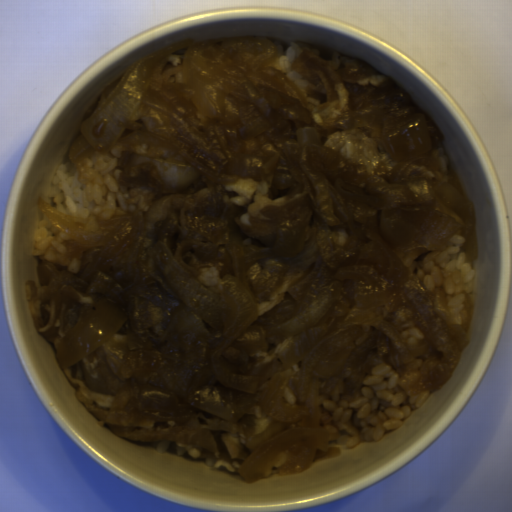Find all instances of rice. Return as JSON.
Listing matches in <instances>:
<instances>
[{
    "label": "rice",
    "instance_id": "obj_4",
    "mask_svg": "<svg viewBox=\"0 0 512 512\" xmlns=\"http://www.w3.org/2000/svg\"><path fill=\"white\" fill-rule=\"evenodd\" d=\"M69 238L68 235L51 224L45 215L35 233L34 247L31 255L50 263H58L61 266H65L68 272L78 273L79 258L69 257L65 254L66 248L63 242L69 240Z\"/></svg>",
    "mask_w": 512,
    "mask_h": 512
},
{
    "label": "rice",
    "instance_id": "obj_5",
    "mask_svg": "<svg viewBox=\"0 0 512 512\" xmlns=\"http://www.w3.org/2000/svg\"><path fill=\"white\" fill-rule=\"evenodd\" d=\"M283 44V50L280 54L279 68L287 76V78L295 83L300 88L308 89V82L304 76L298 74L291 69L292 64L298 58L301 50L298 46V42L293 41H279Z\"/></svg>",
    "mask_w": 512,
    "mask_h": 512
},
{
    "label": "rice",
    "instance_id": "obj_2",
    "mask_svg": "<svg viewBox=\"0 0 512 512\" xmlns=\"http://www.w3.org/2000/svg\"><path fill=\"white\" fill-rule=\"evenodd\" d=\"M429 396L406 393L394 370L379 364L363 378L358 400H345L342 386L323 400V408L333 413L325 425L329 440L348 449L377 440L402 424Z\"/></svg>",
    "mask_w": 512,
    "mask_h": 512
},
{
    "label": "rice",
    "instance_id": "obj_1",
    "mask_svg": "<svg viewBox=\"0 0 512 512\" xmlns=\"http://www.w3.org/2000/svg\"><path fill=\"white\" fill-rule=\"evenodd\" d=\"M108 150L94 153L79 163L58 166L45 198L52 211L83 232H96L103 219L119 213L147 210L149 192L128 188L120 179L123 170Z\"/></svg>",
    "mask_w": 512,
    "mask_h": 512
},
{
    "label": "rice",
    "instance_id": "obj_3",
    "mask_svg": "<svg viewBox=\"0 0 512 512\" xmlns=\"http://www.w3.org/2000/svg\"><path fill=\"white\" fill-rule=\"evenodd\" d=\"M466 238L453 235L444 250H431L413 261L417 277L427 290H445L446 310L451 324H461V312L468 294L475 292L472 263L463 251Z\"/></svg>",
    "mask_w": 512,
    "mask_h": 512
}]
</instances>
